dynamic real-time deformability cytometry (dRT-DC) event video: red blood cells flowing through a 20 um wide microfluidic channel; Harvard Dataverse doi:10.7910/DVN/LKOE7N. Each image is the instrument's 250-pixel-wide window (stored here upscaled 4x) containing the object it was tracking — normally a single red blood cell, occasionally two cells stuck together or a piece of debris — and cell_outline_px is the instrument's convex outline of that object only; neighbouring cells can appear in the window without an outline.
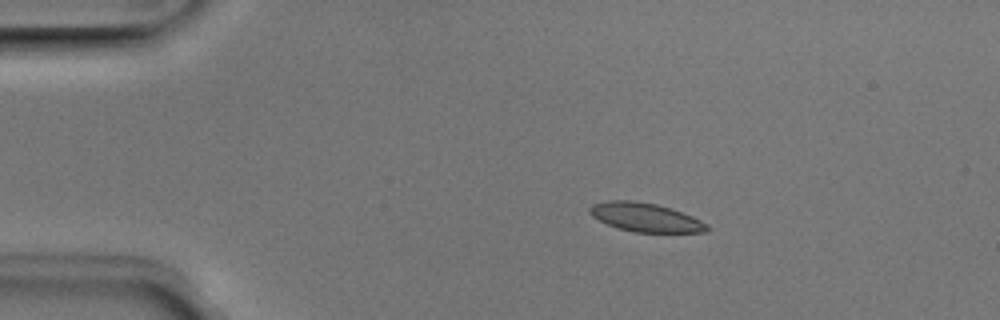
{"species": "Egyptian fruit bat (a non-hibernating species)", "species_latin": "Rousettus aegyptiacus", "temperature_condition": "room temperature", "stored_images_in_passage": 51, "camera_frame_rate_fps": 3000, "um_per_image_px": 0.085, "animal": {"sex": "male"}, "frame": {"image": 1, "passage_image": 9, "time_ms": 2.667, "image_size_px": [1000, 320], "cell_outline_px": [[708, 232], [636, 232], [616, 228], [592, 216], [588, 212], [588, 208], [592, 204], [608, 200], [632, 200], [656, 204], [672, 208], [692, 216], [708, 224]], "centroid_in_image_um": [54.85, 18.46], "position_along_channel_um": 30.2, "area_um2": 19.71}}
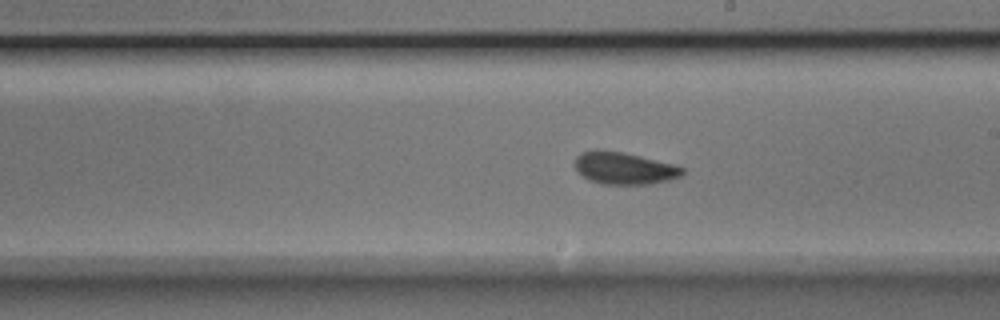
{"frame": {"image": 2, "passage_image": 29, "time_ms": 9.333, "image_size_px": [1000, 320], "cell_outline_px": [[684, 172], [680, 176], [668, 180], [652, 184], [600, 184], [588, 180], [576, 168], [576, 156], [580, 152], [596, 148], [624, 152], [672, 164], [684, 168]], "centroid_in_image_um": [53.02, 14.28], "position_along_channel_um": 236.0, "area_um2": 20.17}}
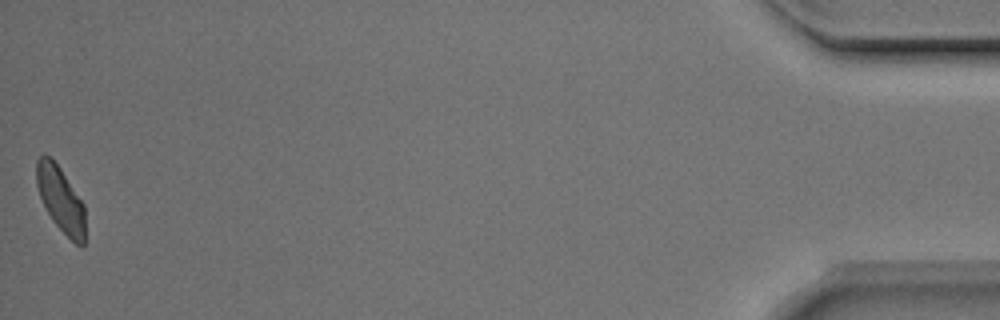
{"frame": {"image": 3, "passage_image": 51, "time_ms": 16.667, "image_size_px": [1000, 320], "cell_outline_px": [[84, 244], [80, 248], [52, 220], [40, 196], [36, 184], [36, 160], [44, 152], [60, 168], [84, 204]], "centroid_in_image_um": [5.14, 16.93], "position_along_channel_um": 430.1, "area_um2": 18.21}, "authors_computed_cell_mechanics": {"area_um2": 19.5942, "velocity_mm_per_s": 3.9404, "shape_relaxation_time_tau1_ms": 3.7898, "shape_relaxation_time_tau2_ms": 1.8149, "deformation_change_tau1": 0.1042, "deformation_change_tau2": 0.0666}}